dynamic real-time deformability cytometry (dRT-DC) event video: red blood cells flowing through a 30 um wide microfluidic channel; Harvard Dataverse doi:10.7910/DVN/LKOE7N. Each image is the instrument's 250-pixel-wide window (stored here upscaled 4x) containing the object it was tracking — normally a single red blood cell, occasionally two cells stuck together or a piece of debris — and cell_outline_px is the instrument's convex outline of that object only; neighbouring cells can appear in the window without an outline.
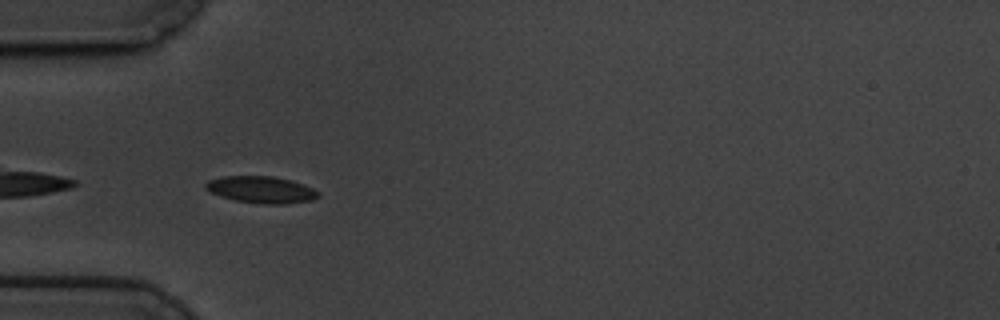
{"species": "common noctule bat (a hibernating species)", "species_latin": "Nyctalus noctula", "temperature_condition": "cold", "stored_images_in_passage": 43, "camera_frame_rate_fps": 3000, "um_per_image_px": 0.085, "animal": {"sex": "male", "body_mass_g": 19.5, "forearm_length_mm": 54.6}, "frame": {"image": 1, "passage_image": 2, "time_ms": 0.333, "image_size_px": [1000, 320], "cell_outline_px": [[320, 196], [312, 200], [284, 204], [260, 204], [236, 200], [220, 196], [204, 188], [204, 184], [208, 180], [220, 176], [272, 176], [292, 180], [312, 188], [320, 192]], "centroid_in_image_um": [22.2, 16.12], "position_along_channel_um": 62.8, "area_um2": 17.69}}
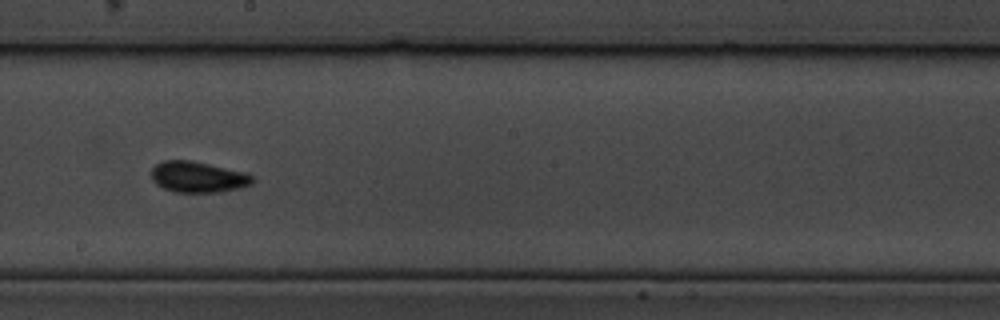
{"frame": {"image": 2, "passage_image": 17, "time_ms": 5.333, "image_size_px": [1000, 320], "cell_outline_px": [[256, 180], [252, 184], [240, 188], [220, 192], [176, 192], [164, 188], [156, 184], [152, 180], [152, 168], [156, 164], [164, 160], [192, 160], [244, 172], [252, 176]], "centroid_in_image_um": [16.84, 15.04], "position_along_channel_um": 231.4, "area_um2": 18.26}}
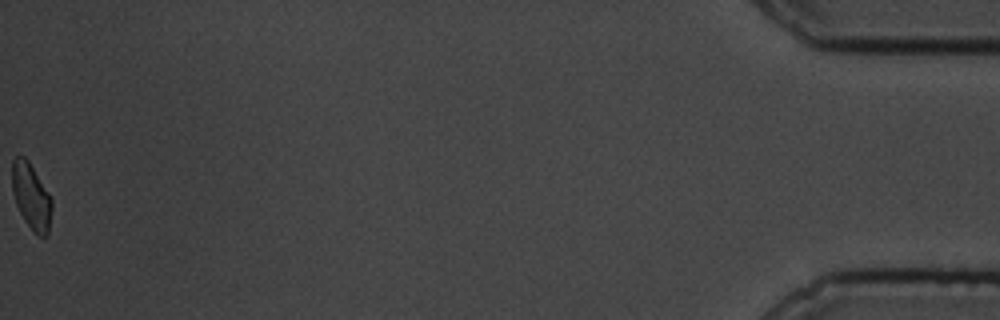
{"frame": {"image": 3, "passage_image": 43, "time_ms": 14.0, "image_size_px": [1000, 320], "cell_outline_px": [[52, 208], [48, 236], [40, 236], [32, 232], [24, 220], [16, 204], [12, 192], [12, 160], [16, 156], [24, 156], [28, 160], [52, 196]], "centroid_in_image_um": [2.67, 16.7], "position_along_channel_um": 432.5, "area_um2": 15.61}, "authors_computed_cell_mechanics": {"area_um2": 16.5308, "velocity_mm_per_s": 3.4161, "shape_relaxation_time_tau1_ms": 1.7428, "shape_relaxation_time_tau2_ms": 2.8802, "deformation_change_tau1": 0.0828, "deformation_change_tau2": 0.0427}}